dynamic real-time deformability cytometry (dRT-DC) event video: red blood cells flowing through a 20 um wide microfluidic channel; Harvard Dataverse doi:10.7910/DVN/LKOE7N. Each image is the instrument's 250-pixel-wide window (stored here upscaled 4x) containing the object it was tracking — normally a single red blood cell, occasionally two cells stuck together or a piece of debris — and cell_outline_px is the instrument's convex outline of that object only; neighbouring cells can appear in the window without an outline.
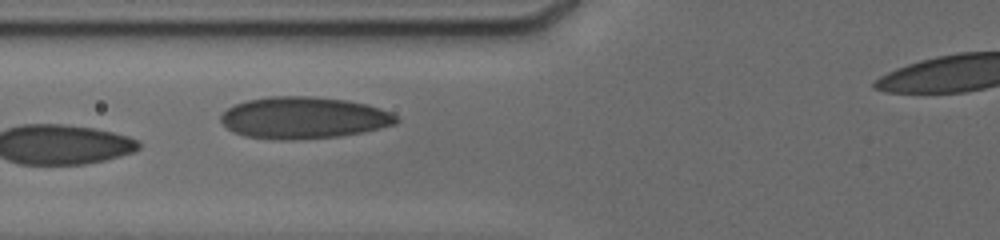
{"species": "human", "species_latin": "Homo sapiens", "temperature_condition": "cold", "stored_images_in_passage": 19, "camera_frame_rate_fps": 3000, "um_per_image_px": 0.085, "donor": {"sex": "male"}, "frame": {"image": 1, "passage_image": 6, "time_ms": 4.667, "image_size_px": [1000, 240], "cell_outline_px": [[400, 120], [396, 124], [364, 132], [340, 136], [292, 140], [280, 140], [244, 136], [232, 132], [220, 120], [220, 116], [228, 108], [236, 104], [248, 100], [268, 96], [308, 96], [348, 100], [380, 108], [396, 116]], "centroid_in_image_um": [25.8, 10.02], "position_along_channel_um": 100.0, "area_um2": 42.71}}
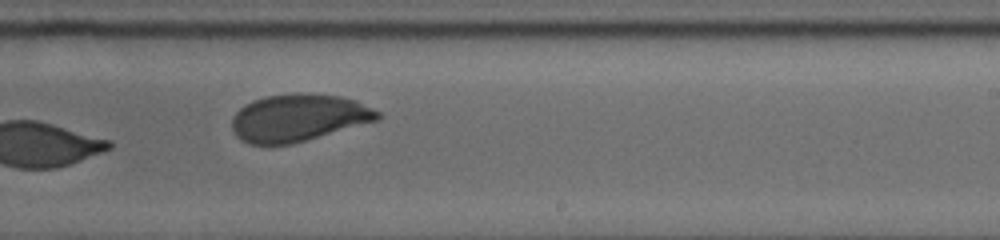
{"frame": {"image": 2, "passage_image": 11, "time_ms": 9.0, "image_size_px": [1000, 240], "cell_outline_px": [[380, 120], [292, 144], [248, 144], [240, 140], [232, 128], [232, 120], [236, 112], [240, 108], [252, 100], [268, 96], [340, 96], [356, 100], [380, 112]], "centroid_in_image_um": [25.38, 10.06], "position_along_channel_um": 263.6, "area_um2": 39.13}, "authors_computed_cell_mechanics": {"area_um2": 34.2176, "velocity_mm_per_s": 3.8081, "shape_relaxation_time_tau1_ms": 6.7176, "shape_relaxation_time_tau2_ms": 1.0496, "deformation_change_tau1": 0.1607, "deformation_change_tau2": 0.0568}}